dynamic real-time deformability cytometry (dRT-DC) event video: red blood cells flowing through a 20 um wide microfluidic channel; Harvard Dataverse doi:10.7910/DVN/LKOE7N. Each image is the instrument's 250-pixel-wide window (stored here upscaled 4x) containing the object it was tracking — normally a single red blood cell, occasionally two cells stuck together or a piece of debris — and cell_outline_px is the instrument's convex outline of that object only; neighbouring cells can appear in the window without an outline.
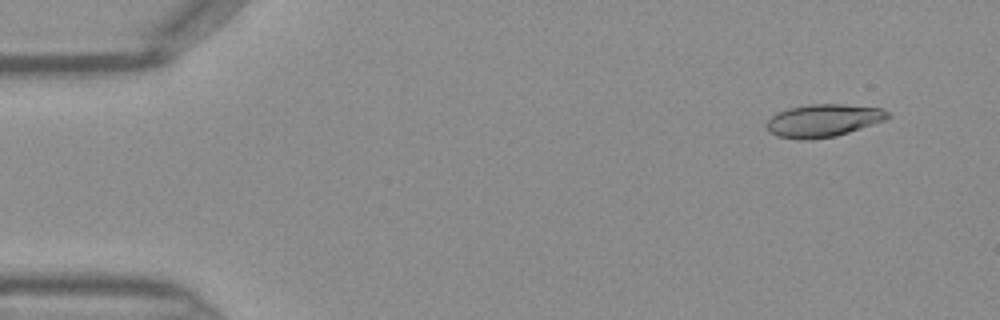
{"species": "Egyptian fruit bat (a non-hibernating species)", "species_latin": "Rousettus aegyptiacus", "temperature_condition": "warm", "stored_images_in_passage": 46, "camera_frame_rate_fps": 3000, "um_per_image_px": 0.085, "frame": {"image": 1, "passage_image": 4, "time_ms": 1.0, "image_size_px": [1000, 320], "cell_outline_px": [[892, 116], [884, 120], [836, 136], [812, 140], [796, 140], [776, 136], [768, 132], [764, 128], [764, 124], [776, 112], [788, 108], [808, 104], [844, 104], [880, 108], [888, 112]], "centroid_in_image_um": [69.89, 10.26], "position_along_channel_um": 15.1, "area_um2": 23.41}}
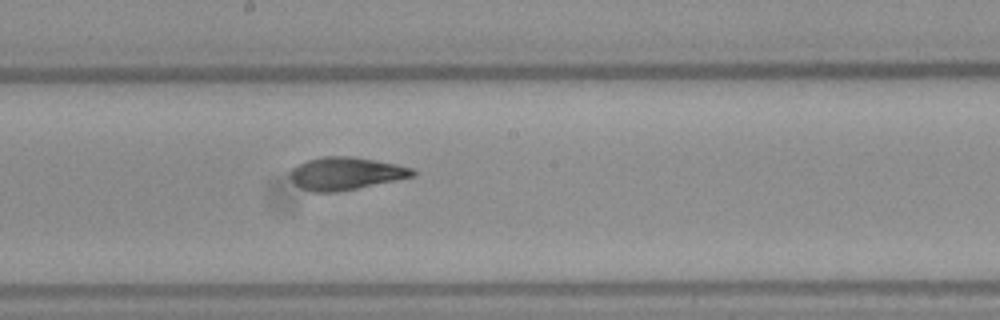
{"frame": {"image": 2, "passage_image": 25, "time_ms": 8.0, "image_size_px": [1000, 320], "cell_outline_px": [[416, 176], [336, 192], [312, 192], [300, 188], [292, 180], [292, 168], [308, 160], [320, 156], [352, 156], [376, 160], [396, 164], [412, 168], [416, 172]], "centroid_in_image_um": [29.41, 14.74], "position_along_channel_um": 218.8, "area_um2": 23.12}}
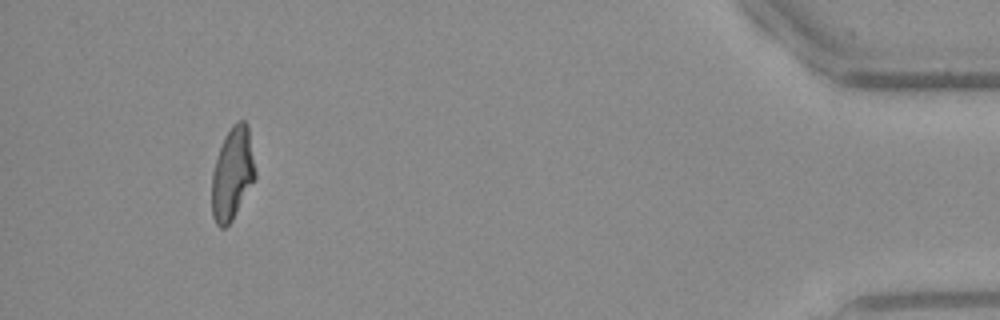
{"frame": {"image": 3, "passage_image": 43, "time_ms": 14.0, "image_size_px": [1000, 320], "cell_outline_px": [[256, 176], [232, 220], [224, 228], [220, 228], [216, 224], [212, 216], [212, 172], [224, 136], [232, 124], [240, 120], [244, 120], [248, 124], [256, 172]], "centroid_in_image_um": [19.75, 14.74], "position_along_channel_um": 415.4, "area_um2": 23.29}}